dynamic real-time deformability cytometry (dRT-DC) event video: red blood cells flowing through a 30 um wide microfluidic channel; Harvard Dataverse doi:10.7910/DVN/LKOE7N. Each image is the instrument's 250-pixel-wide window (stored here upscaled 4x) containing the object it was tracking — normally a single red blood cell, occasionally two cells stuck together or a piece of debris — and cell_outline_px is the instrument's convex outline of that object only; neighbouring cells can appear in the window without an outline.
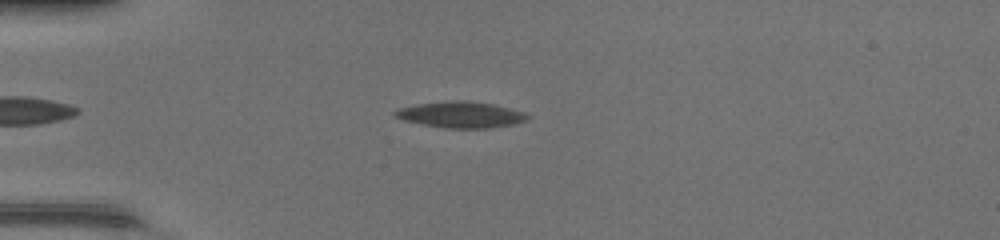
{"species": "common noctule bat (a hibernating species)", "species_latin": "Nyctalus noctula", "temperature_condition": "warm", "stored_images_in_passage": 44, "camera_frame_rate_fps": 3000, "um_per_image_px": 0.085, "animal": {"sex": "female", "body_mass_g": 17.0, "forearm_length_mm": 48.0}, "frame": {"image": 1, "passage_image": 8, "time_ms": 2.333, "image_size_px": [1000, 240], "cell_outline_px": [[528, 120], [512, 124], [488, 128], [444, 128], [404, 120], [392, 116], [392, 112], [396, 108], [416, 104], [452, 100], [468, 100], [492, 104], [524, 112], [528, 116]], "centroid_in_image_um": [39.1, 9.74], "position_along_channel_um": 45.9, "area_um2": 20.17}}
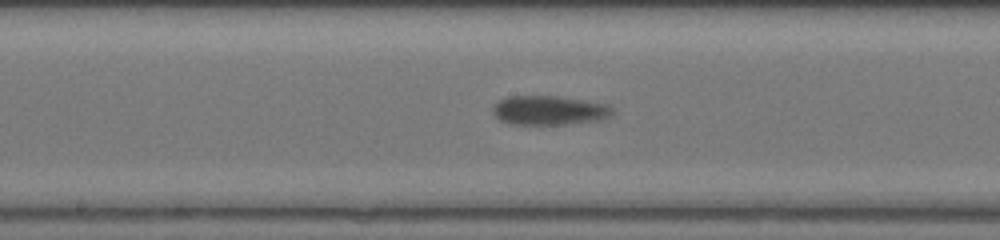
{"frame": {"image": 2, "passage_image": 21, "time_ms": 6.667, "image_size_px": [1000, 240], "cell_outline_px": [[616, 112], [612, 116], [600, 120], [564, 124], [512, 124], [500, 120], [492, 112], [492, 108], [500, 100], [508, 96], [560, 96], [608, 104]], "centroid_in_image_um": [46.73, 9.37], "position_along_channel_um": 201.5, "area_um2": 20.46}}
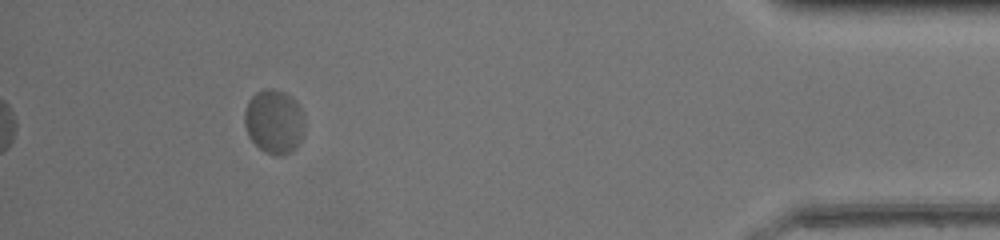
{"frame": {"image": 3, "passage_image": 40, "time_ms": 13.0, "image_size_px": [1000, 240], "cell_outline_px": [[304, 132], [296, 148], [292, 152], [276, 156], [264, 152], [248, 136], [244, 124], [244, 112], [248, 100], [256, 92], [264, 88], [272, 88], [284, 92], [292, 96], [296, 100], [304, 116]], "centroid_in_image_um": [23.3, 10.32], "position_along_channel_um": 411.9, "area_um2": 22.77}}